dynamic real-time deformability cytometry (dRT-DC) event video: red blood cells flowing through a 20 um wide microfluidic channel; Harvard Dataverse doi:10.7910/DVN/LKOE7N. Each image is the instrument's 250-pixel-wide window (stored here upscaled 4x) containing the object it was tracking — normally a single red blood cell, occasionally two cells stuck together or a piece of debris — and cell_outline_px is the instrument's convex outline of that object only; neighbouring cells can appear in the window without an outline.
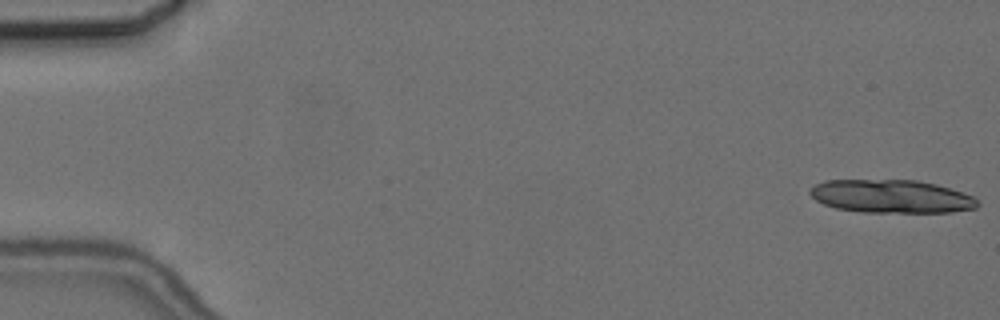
{"species": "common noctule bat (a hibernating species)", "species_latin": "Nyctalus noctula", "temperature_condition": "cold", "stored_images_in_passage": 5, "camera_frame_rate_fps": 3000, "um_per_image_px": 0.085, "animal": {"sex": "female", "body_mass_g": 24.6, "forearm_length_mm": 56.2}, "frame": {"image": 1, "passage_image": 1, "time_ms": 0.0, "image_size_px": [1000, 320], "cell_outline_px": [[980, 204], [976, 208], [952, 212], [860, 212], [836, 208], [824, 204], [816, 200], [808, 192], [816, 184], [824, 180], [916, 180], [936, 184], [972, 196]], "centroid_in_image_um": [75.74, 16.69], "position_along_channel_um": 9.3, "area_um2": 32.25}}